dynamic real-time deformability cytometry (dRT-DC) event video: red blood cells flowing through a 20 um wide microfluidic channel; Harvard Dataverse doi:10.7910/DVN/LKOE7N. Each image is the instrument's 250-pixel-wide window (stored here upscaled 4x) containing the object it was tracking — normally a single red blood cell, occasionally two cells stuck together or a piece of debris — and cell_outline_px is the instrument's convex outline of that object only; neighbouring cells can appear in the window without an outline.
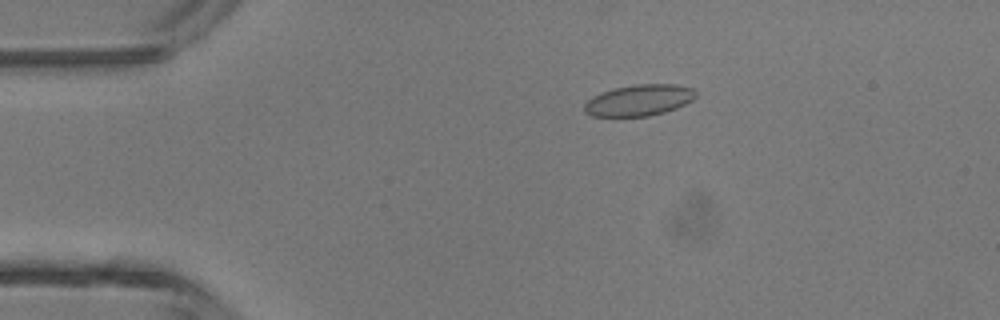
{"species": "common noctule bat (a hibernating species)", "species_latin": "Nyctalus noctula", "temperature_condition": "room temperature", "stored_images_in_passage": 3, "camera_frame_rate_fps": 3000, "um_per_image_px": 0.085, "animal": {"sex": "male", "body_mass_g": 13.3}, "frame": {"image": 1, "passage_image": 2, "time_ms": 0.333, "image_size_px": [1000, 320], "cell_outline_px": [[696, 96], [692, 100], [676, 108], [664, 112], [648, 116], [592, 116], [584, 112], [584, 104], [592, 96], [600, 92], [612, 88], [632, 84], [676, 84], [692, 88], [696, 92]], "centroid_in_image_um": [54.29, 8.5], "position_along_channel_um": 30.7, "area_um2": 20.4}}